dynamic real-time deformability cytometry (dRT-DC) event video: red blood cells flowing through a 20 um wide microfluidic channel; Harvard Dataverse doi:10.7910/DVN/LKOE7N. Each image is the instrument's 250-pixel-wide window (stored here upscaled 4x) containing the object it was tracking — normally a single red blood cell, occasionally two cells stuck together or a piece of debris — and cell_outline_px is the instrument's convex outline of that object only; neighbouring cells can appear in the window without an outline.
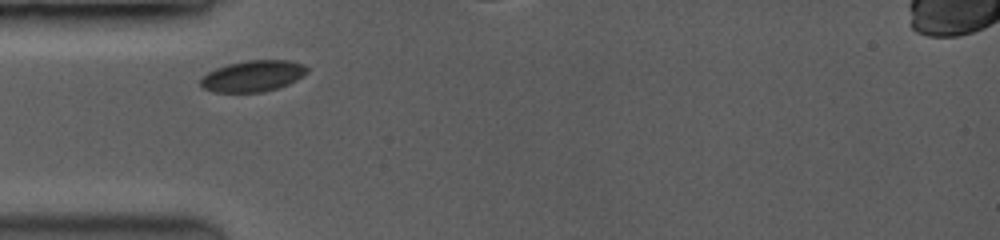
{"species": "common noctule bat (a hibernating species)", "species_latin": "Nyctalus noctula", "temperature_condition": "room temperature", "stored_images_in_passage": 8, "camera_frame_rate_fps": 3500, "um_per_image_px": 0.085, "animal": {"sex": "female", "body_mass_g": 19.0, "forearm_length_mm": 53.3}, "frame": {"image": 1, "passage_image": 1, "time_ms": 0.0, "image_size_px": [1000, 240], "cell_outline_px": [[308, 72], [296, 80], [288, 84], [276, 88], [260, 92], [216, 92], [204, 88], [200, 84], [200, 80], [208, 72], [216, 68], [228, 64], [248, 60], [288, 60], [304, 64], [308, 68]], "centroid_in_image_um": [21.51, 6.45], "position_along_channel_um": 63.5, "area_um2": 19.19}}
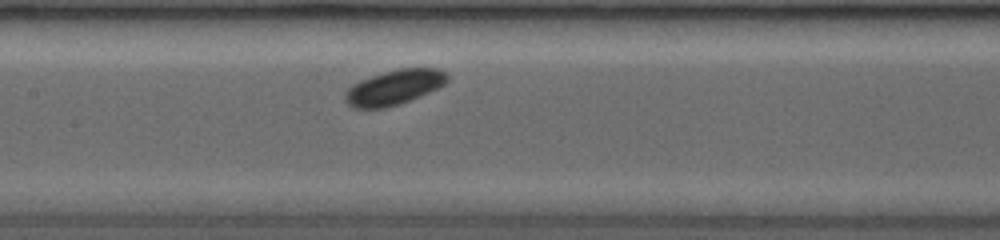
{"frame": {"image": 2, "passage_image": 5, "time_ms": 2.857, "image_size_px": [1000, 240], "cell_outline_px": [[448, 80], [444, 84], [436, 88], [408, 100], [384, 108], [356, 108], [348, 104], [344, 96], [348, 88], [352, 84], [360, 80], [396, 68], [440, 68], [448, 72]], "centroid_in_image_um": [33.51, 7.39], "position_along_channel_um": 173.9, "area_um2": 20.46}}